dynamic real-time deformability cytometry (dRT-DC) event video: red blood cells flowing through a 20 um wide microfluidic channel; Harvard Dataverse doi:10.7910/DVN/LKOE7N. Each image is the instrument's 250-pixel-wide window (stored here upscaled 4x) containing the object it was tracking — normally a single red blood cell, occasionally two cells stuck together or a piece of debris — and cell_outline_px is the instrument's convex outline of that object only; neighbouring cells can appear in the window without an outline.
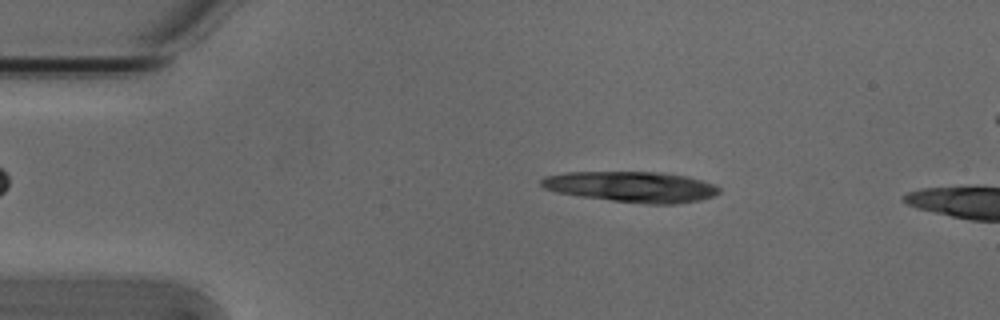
{"species": "Egyptian fruit bat (a non-hibernating species)", "species_latin": "Rousettus aegyptiacus", "temperature_condition": "cold", "stored_images_in_passage": 7, "camera_frame_rate_fps": 3000, "um_per_image_px": 0.085, "animal": {"sex": "male"}, "frame": {"image": 1, "passage_image": 3, "time_ms": 0.667, "image_size_px": [1000, 320], "cell_outline_px": [[720, 192], [712, 196], [700, 200], [676, 204], [648, 204], [612, 200], [580, 196], [556, 192], [544, 188], [540, 184], [540, 180], [544, 176], [564, 172], [660, 172], [688, 176], [704, 180], [716, 184], [720, 188]], "centroid_in_image_um": [53.71, 15.87], "position_along_channel_um": 31.3, "area_um2": 31.96}}